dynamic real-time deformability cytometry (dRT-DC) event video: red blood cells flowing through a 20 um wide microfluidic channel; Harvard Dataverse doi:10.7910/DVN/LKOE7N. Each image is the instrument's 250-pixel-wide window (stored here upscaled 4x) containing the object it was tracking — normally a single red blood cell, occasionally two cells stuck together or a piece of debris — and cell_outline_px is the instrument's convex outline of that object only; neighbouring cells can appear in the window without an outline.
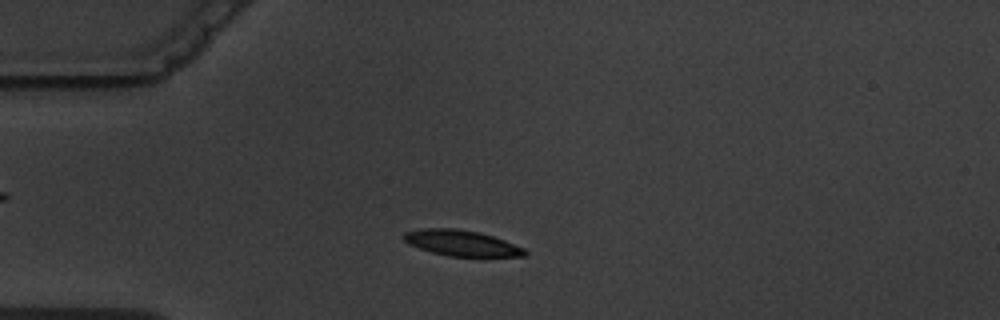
{"species": "common noctule bat (a hibernating species)", "species_latin": "Nyctalus noctula", "temperature_condition": "warm", "stored_images_in_passage": 9, "camera_frame_rate_fps": 3000, "um_per_image_px": 0.085, "animal": {"sex": "male", "body_mass_g": 19.5, "forearm_length_mm": 54.6}, "frame": {"image": 1, "passage_image": 1, "time_ms": 0.0, "image_size_px": [1000, 320], "cell_outline_px": [[528, 252], [524, 256], [448, 256], [432, 252], [408, 244], [400, 236], [404, 232], [420, 228], [456, 228], [480, 232], [504, 240], [524, 248]], "centroid_in_image_um": [39.18, 20.64], "position_along_channel_um": 45.8, "area_um2": 18.21}}